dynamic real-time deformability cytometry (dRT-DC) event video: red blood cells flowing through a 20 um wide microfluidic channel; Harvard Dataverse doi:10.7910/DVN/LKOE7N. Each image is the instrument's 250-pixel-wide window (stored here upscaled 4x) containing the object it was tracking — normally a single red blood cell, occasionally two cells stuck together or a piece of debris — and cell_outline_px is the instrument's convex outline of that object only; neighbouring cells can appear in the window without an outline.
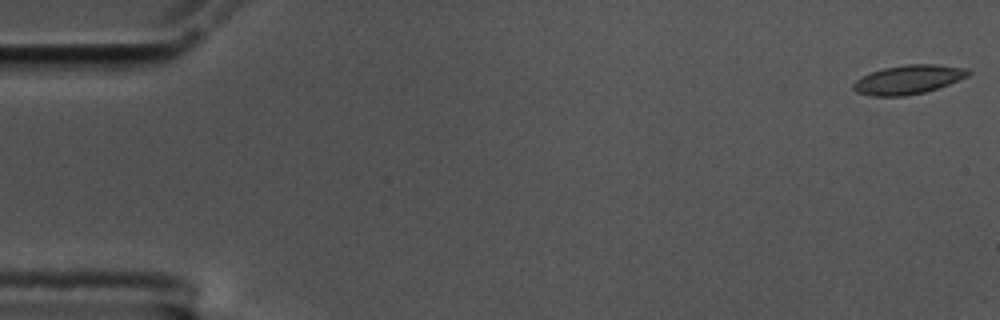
{"species": "common noctule bat (a hibernating species)", "species_latin": "Nyctalus noctula", "temperature_condition": "cold", "stored_images_in_passage": 52, "camera_frame_rate_fps": 3000, "um_per_image_px": 0.085, "animal": {"sex": "male", "body_mass_g": 17.5, "forearm_length_mm": 52.3}, "frame": {"image": 1, "passage_image": 1, "time_ms": 0.0, "image_size_px": [1000, 320], "cell_outline_px": [[972, 72], [968, 76], [948, 84], [924, 92], [904, 96], [872, 96], [856, 92], [852, 88], [852, 84], [856, 80], [872, 72], [884, 68], [904, 64], [936, 64], [968, 68]], "centroid_in_image_um": [77.21, 6.76], "position_along_channel_um": 7.8, "area_um2": 19.36}}
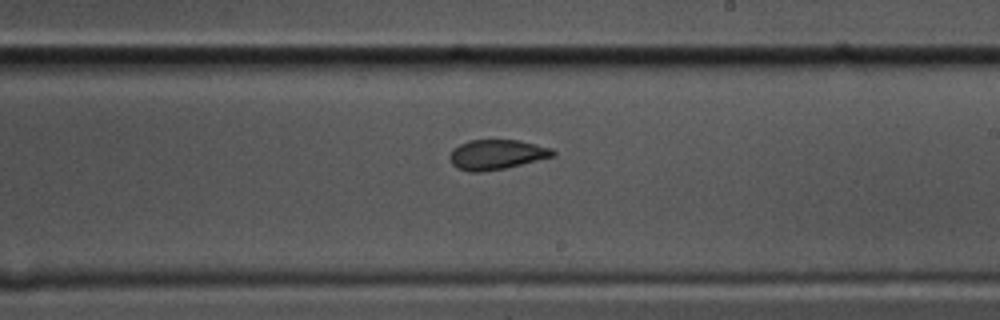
{"frame": {"image": 2, "passage_image": 33, "time_ms": 10.667, "image_size_px": [1000, 320], "cell_outline_px": [[556, 156], [504, 168], [480, 172], [468, 172], [456, 168], [452, 164], [448, 156], [452, 148], [468, 140], [516, 140], [536, 144], [552, 148], [556, 152]], "centroid_in_image_um": [42.19, 13.14], "position_along_channel_um": 246.8, "area_um2": 18.09}}
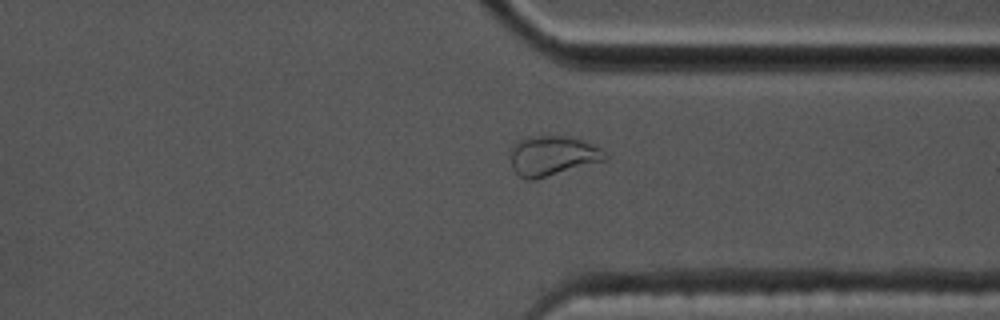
{"frame": {"image": 3, "passage_image": 43, "time_ms": 14.0, "image_size_px": [1000, 320], "cell_outline_px": [[608, 160], [536, 180], [528, 180], [520, 176], [512, 168], [508, 148], [516, 140], [528, 136], [568, 136], [580, 140], [600, 148], [608, 156]], "centroid_in_image_um": [46.91, 13.25], "position_along_channel_um": 364.5, "area_um2": 22.48}, "authors_computed_cell_mechanics": {"area_um2": 18.6694, "velocity_mm_per_s": 3.5211, "shape_relaxation_time_tau1_ms": null, "shape_relaxation_time_tau2_ms": 1.5886, "deformation_change_tau1": null, "deformation_change_tau2": 0.0487}}